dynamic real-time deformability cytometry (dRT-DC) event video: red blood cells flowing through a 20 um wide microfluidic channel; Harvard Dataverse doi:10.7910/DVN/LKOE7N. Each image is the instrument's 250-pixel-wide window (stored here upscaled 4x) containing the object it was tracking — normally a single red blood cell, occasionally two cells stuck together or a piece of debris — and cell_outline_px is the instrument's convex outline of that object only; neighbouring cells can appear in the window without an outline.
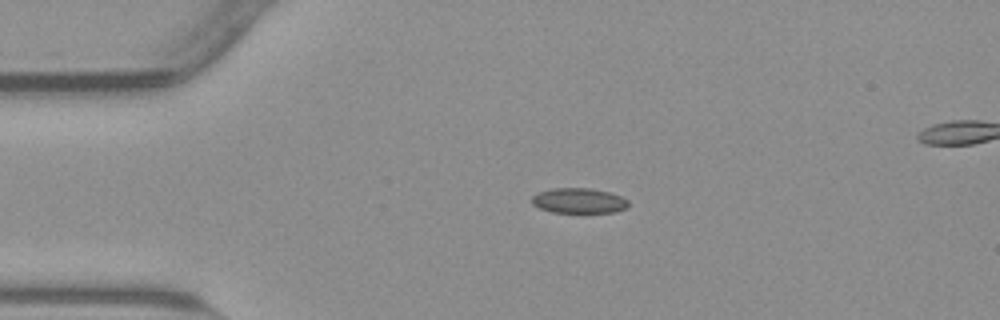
{"species": "common noctule bat (a hibernating species)", "species_latin": "Nyctalus noctula", "temperature_condition": "warm", "stored_images_in_passage": 43, "camera_frame_rate_fps": 3000, "um_per_image_px": 0.085, "animal": {"sex": "male", "body_mass_g": 23.1, "forearm_length_mm": 52.7}, "frame": {"image": 1, "passage_image": 1, "time_ms": 0.0, "image_size_px": [1000, 320], "cell_outline_px": [[628, 208], [616, 212], [552, 212], [540, 208], [532, 204], [532, 196], [536, 192], [552, 188], [588, 188], [608, 192], [620, 196], [628, 200]], "centroid_in_image_um": [49.19, 17.05], "position_along_channel_um": 35.8, "area_um2": 14.16}}
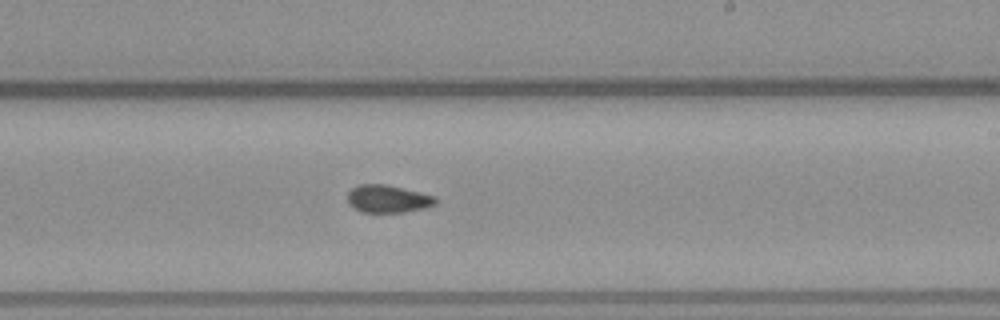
{"frame": {"image": 2, "passage_image": 21, "time_ms": 6.667, "image_size_px": [1000, 320], "cell_outline_px": [[436, 204], [424, 208], [404, 212], [360, 212], [352, 208], [348, 204], [348, 192], [352, 188], [360, 184], [384, 184], [420, 192], [436, 196]], "centroid_in_image_um": [32.94, 16.91], "position_along_channel_um": 256.1, "area_um2": 14.22}}
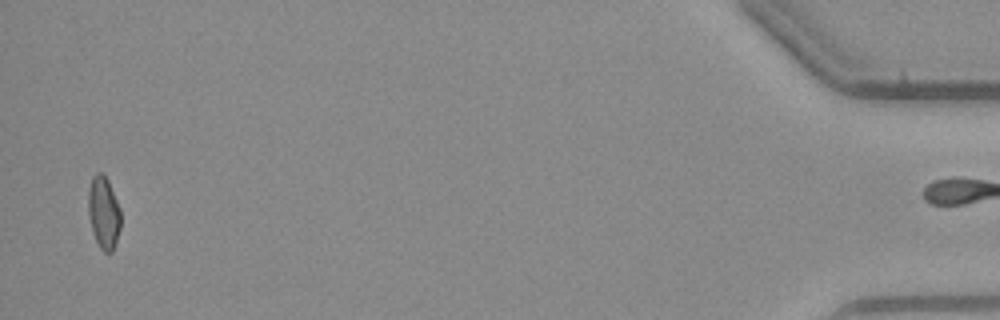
{"frame": {"image": 3, "passage_image": 42, "time_ms": 13.667, "image_size_px": [1000, 320], "cell_outline_px": [[120, 228], [116, 244], [112, 252], [104, 252], [100, 248], [92, 232], [88, 216], [88, 188], [92, 176], [96, 172], [104, 172], [108, 180], [120, 208]], "centroid_in_image_um": [8.8, 18.05], "position_along_channel_um": 426.4, "area_um2": 13.99}, "authors_computed_cell_mechanics": {"area_um2": 14.2188, "velocity_mm_per_s": 3.8294, "shape_relaxation_time_tau1_ms": null, "shape_relaxation_time_tau2_ms": 2.7031, "deformation_change_tau1": null, "deformation_change_tau2": 0.0826}}